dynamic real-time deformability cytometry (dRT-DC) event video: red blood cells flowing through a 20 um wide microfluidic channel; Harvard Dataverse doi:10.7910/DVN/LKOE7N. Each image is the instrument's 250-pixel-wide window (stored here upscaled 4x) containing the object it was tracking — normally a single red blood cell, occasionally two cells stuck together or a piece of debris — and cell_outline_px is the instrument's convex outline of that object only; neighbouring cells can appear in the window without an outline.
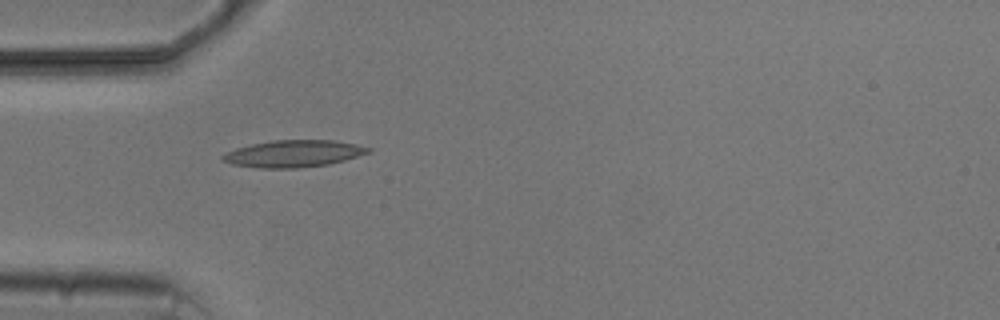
{"species": "common noctule bat (a hibernating species)", "species_latin": "Nyctalus noctula", "temperature_condition": "cold", "stored_images_in_passage": 2, "camera_frame_rate_fps": 3000, "um_per_image_px": 0.085, "animal": {"sex": "male", "body_mass_g": 20.5, "forearm_length_mm": 52.5}, "frame": {"image": 1, "passage_image": 2, "time_ms": 1.333, "image_size_px": [1000, 320], "cell_outline_px": [[376, 148], [372, 152], [344, 160], [328, 164], [296, 168], [260, 168], [232, 164], [220, 160], [220, 156], [236, 148], [252, 144], [272, 140], [332, 140], [356, 144]], "centroid_in_image_um": [24.98, 13.05], "position_along_channel_um": 60.0, "area_um2": 22.95}}